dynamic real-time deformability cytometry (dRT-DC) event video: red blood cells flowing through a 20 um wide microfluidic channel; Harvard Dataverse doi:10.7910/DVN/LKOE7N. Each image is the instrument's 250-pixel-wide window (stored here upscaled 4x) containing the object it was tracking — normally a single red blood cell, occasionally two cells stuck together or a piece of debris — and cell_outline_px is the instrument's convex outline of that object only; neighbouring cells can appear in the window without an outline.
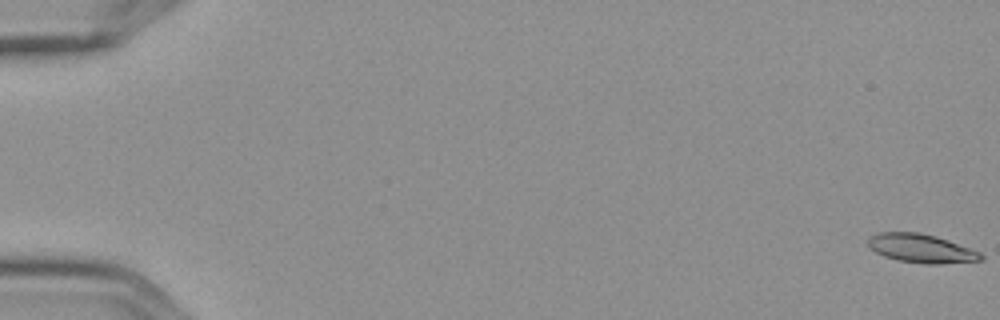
{"species": "Egyptian fruit bat (a non-hibernating species)", "species_latin": "Rousettus aegyptiacus", "temperature_condition": "cold", "stored_images_in_passage": 6, "camera_frame_rate_fps": 3000, "um_per_image_px": 0.085, "frame": {"image": 1, "passage_image": 1, "time_ms": 0.0, "image_size_px": [1000, 320], "cell_outline_px": [[984, 260], [940, 264], [924, 264], [900, 260], [884, 256], [868, 248], [868, 240], [872, 236], [880, 232], [920, 232], [936, 236], [948, 240], [980, 252], [984, 256]], "centroid_in_image_um": [78.32, 21.12], "position_along_channel_um": 6.7, "area_um2": 18.84}}
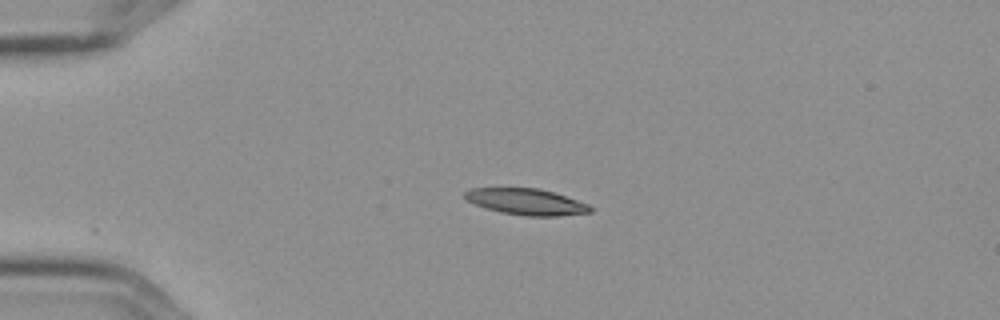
{"frame": {"image": 2, "passage_image": 5, "time_ms": 1.333, "image_size_px": [1000, 320], "cell_outline_px": [[592, 212], [556, 216], [524, 216], [500, 212], [484, 208], [468, 200], [464, 196], [464, 192], [472, 188], [536, 188], [552, 192], [588, 204], [592, 208]], "centroid_in_image_um": [44.71, 17.16], "position_along_channel_um": 40.3, "area_um2": 18.96}}